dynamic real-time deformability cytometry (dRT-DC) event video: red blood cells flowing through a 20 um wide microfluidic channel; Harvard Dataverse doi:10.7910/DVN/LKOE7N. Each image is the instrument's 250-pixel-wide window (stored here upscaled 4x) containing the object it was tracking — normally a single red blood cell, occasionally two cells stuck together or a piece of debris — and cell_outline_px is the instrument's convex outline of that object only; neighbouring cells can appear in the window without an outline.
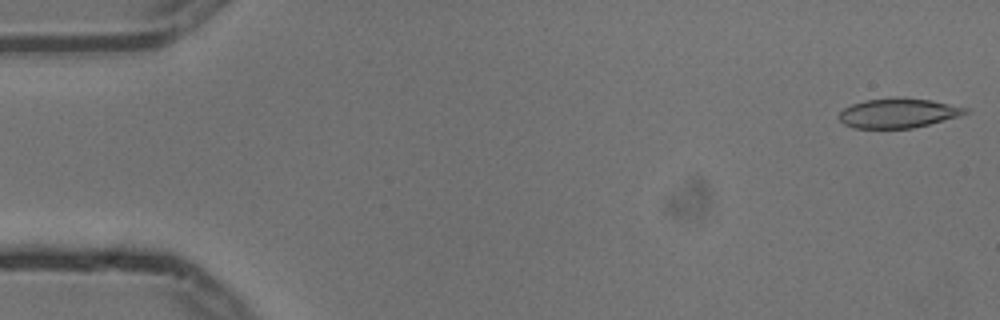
{"species": "common noctule bat (a hibernating species)", "species_latin": "Nyctalus noctula", "temperature_condition": "cold", "stored_images_in_passage": 5, "camera_frame_rate_fps": 3000, "um_per_image_px": 0.085, "animal": {"sex": "male", "body_mass_g": 13.3}, "frame": {"image": 1, "passage_image": 1, "time_ms": 0.0, "image_size_px": [1000, 320], "cell_outline_px": [[972, 108], [968, 112], [956, 116], [928, 124], [912, 128], [856, 128], [844, 124], [840, 120], [840, 112], [844, 108], [852, 104], [864, 100], [896, 96], [904, 96], [932, 100]], "centroid_in_image_um": [76.36, 9.58], "position_along_channel_um": 8.6, "area_um2": 21.91}}
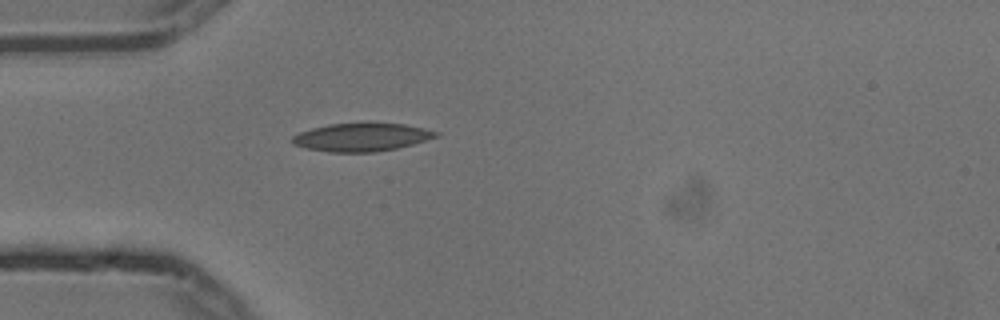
{"frame": {"image": 2, "passage_image": 5, "time_ms": 1.333, "image_size_px": [1000, 320], "cell_outline_px": [[440, 136], [412, 144], [396, 148], [376, 152], [328, 152], [308, 148], [292, 144], [292, 136], [300, 132], [312, 128], [328, 124], [404, 124], [424, 128], [440, 132]], "centroid_in_image_um": [30.75, 11.67], "position_along_channel_um": 54.3, "area_um2": 23.24}}